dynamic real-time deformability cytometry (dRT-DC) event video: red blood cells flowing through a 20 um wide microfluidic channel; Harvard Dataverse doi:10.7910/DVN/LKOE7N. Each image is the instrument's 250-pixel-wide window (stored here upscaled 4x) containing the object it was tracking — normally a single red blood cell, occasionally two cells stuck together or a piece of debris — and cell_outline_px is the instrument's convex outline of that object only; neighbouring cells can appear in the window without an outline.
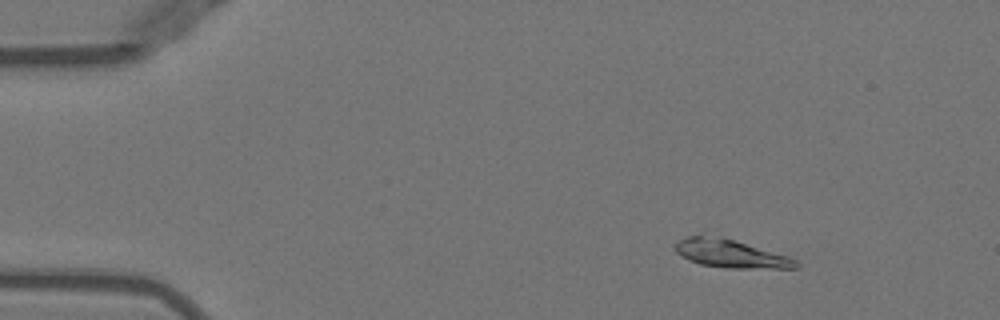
{"species": "Egyptian fruit bat (a non-hibernating species)", "species_latin": "Rousettus aegyptiacus", "temperature_condition": "warm", "stored_images_in_passage": 51, "camera_frame_rate_fps": 3000, "um_per_image_px": 0.085, "animal": {"sex": "female"}, "frame": {"image": 1, "passage_image": 7, "time_ms": 2.0, "image_size_px": [1000, 320], "cell_outline_px": [[800, 264], [796, 268], [724, 268], [700, 264], [688, 260], [680, 256], [672, 248], [672, 244], [688, 236], [724, 236], [788, 256], [796, 260]], "centroid_in_image_um": [62.06, 21.55], "position_along_channel_um": 22.9, "area_um2": 20.06}}
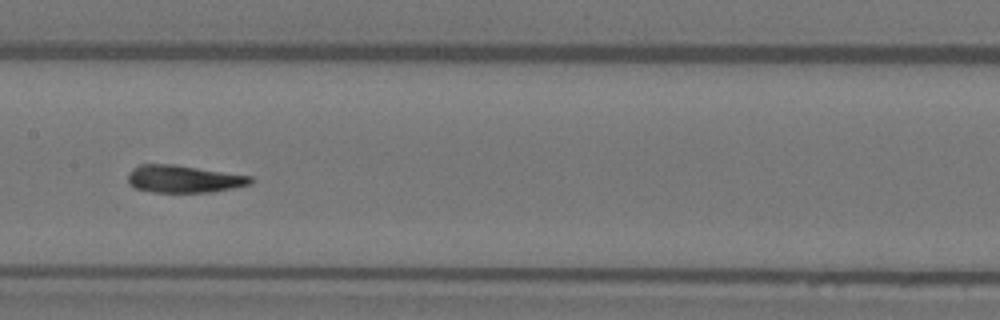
{"frame": {"image": 2, "passage_image": 26, "time_ms": 8.333, "image_size_px": [1000, 320], "cell_outline_px": [[256, 180], [252, 184], [212, 192], [152, 192], [136, 188], [128, 184], [128, 176], [132, 168], [140, 164], [172, 164], [252, 176]], "centroid_in_image_um": [15.63, 15.21], "position_along_channel_um": 191.8, "area_um2": 19.65}}
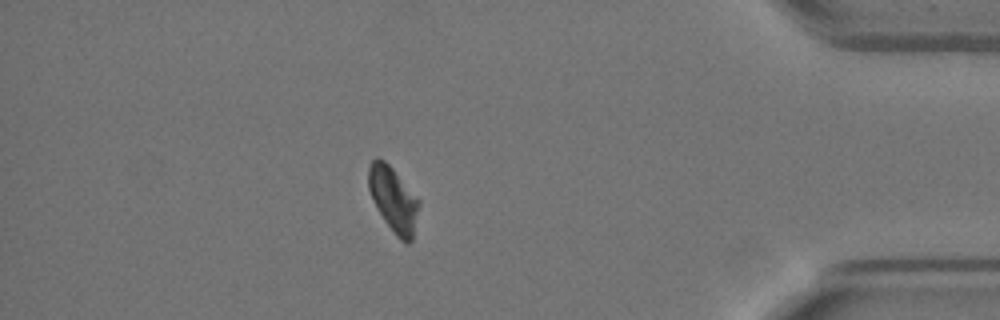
{"frame": {"image": 3, "passage_image": 45, "time_ms": 14.667, "image_size_px": [1000, 320], "cell_outline_px": [[420, 204], [412, 240], [408, 244], [400, 240], [396, 236], [384, 220], [368, 188], [368, 168], [372, 160], [376, 156], [384, 160], [392, 168], [420, 200]], "centroid_in_image_um": [33.45, 16.95], "position_along_channel_um": 401.8, "area_um2": 18.9}, "authors_computed_cell_mechanics": {"area_um2": 19.941, "velocity_mm_per_s": 3.9474, "shape_relaxation_time_tau1_ms": 5.1443, "shape_relaxation_time_tau2_ms": 1.1667, "deformation_change_tau1": 0.2202, "deformation_change_tau2": 0.0707}}